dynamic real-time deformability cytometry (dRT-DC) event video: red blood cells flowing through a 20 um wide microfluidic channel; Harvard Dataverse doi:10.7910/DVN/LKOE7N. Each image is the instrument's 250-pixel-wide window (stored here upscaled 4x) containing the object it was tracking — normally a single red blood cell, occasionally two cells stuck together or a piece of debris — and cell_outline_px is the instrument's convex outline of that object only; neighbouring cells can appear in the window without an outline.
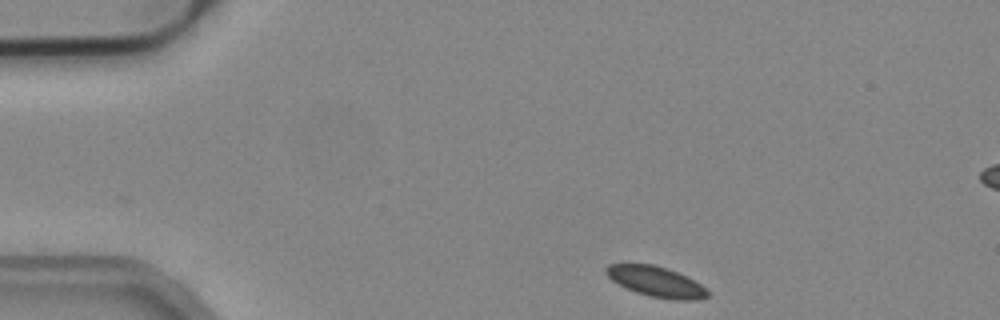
{"species": "common noctule bat (a hibernating species)", "species_latin": "Nyctalus noctula", "temperature_condition": "cold", "stored_images_in_passage": 34, "camera_frame_rate_fps": 3000, "um_per_image_px": 0.085, "animal": {"sex": "male", "body_mass_g": 19.2, "forearm_length_mm": 51.8}, "frame": {"image": 1, "passage_image": 1, "time_ms": 0.0, "image_size_px": [1000, 320], "cell_outline_px": [[708, 296], [700, 300], [672, 300], [648, 296], [636, 292], [612, 280], [604, 272], [604, 268], [608, 264], [652, 264], [668, 268], [700, 284], [708, 292]], "centroid_in_image_um": [55.75, 23.94], "position_along_channel_um": 29.3, "area_um2": 17.8}}
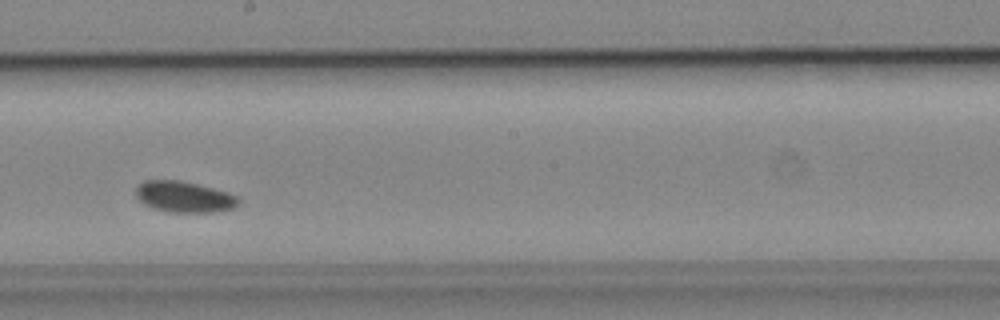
{"frame": {"image": 2, "passage_image": 22, "time_ms": 7.0, "image_size_px": [1000, 320], "cell_outline_px": [[240, 204], [232, 208], [212, 212], [168, 212], [152, 208], [144, 204], [136, 196], [136, 188], [144, 180], [180, 180], [228, 192], [236, 196], [240, 200]], "centroid_in_image_um": [15.64, 16.73], "position_along_channel_um": 232.6, "area_um2": 18.5}}
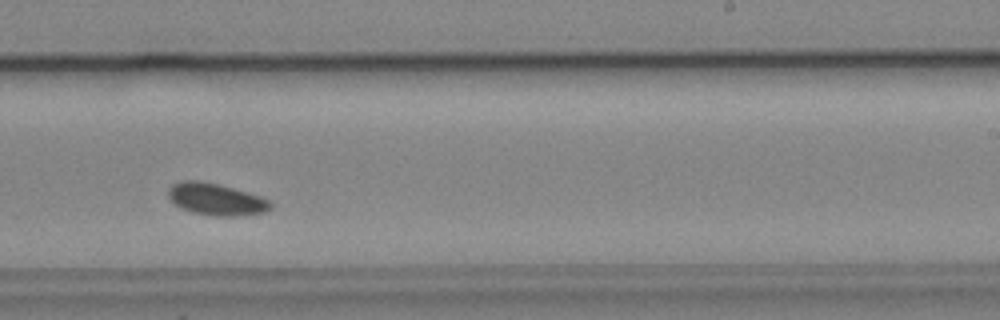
{"frame": {"image": 3, "passage_image": 25, "time_ms": 8.0, "image_size_px": [1000, 320], "cell_outline_px": [[272, 208], [264, 212], [232, 216], [216, 216], [192, 212], [180, 208], [168, 196], [168, 188], [172, 184], [180, 180], [200, 180], [232, 188], [268, 200], [272, 204]], "centroid_in_image_um": [18.3, 16.93], "position_along_channel_um": 270.7, "area_um2": 18.67}}